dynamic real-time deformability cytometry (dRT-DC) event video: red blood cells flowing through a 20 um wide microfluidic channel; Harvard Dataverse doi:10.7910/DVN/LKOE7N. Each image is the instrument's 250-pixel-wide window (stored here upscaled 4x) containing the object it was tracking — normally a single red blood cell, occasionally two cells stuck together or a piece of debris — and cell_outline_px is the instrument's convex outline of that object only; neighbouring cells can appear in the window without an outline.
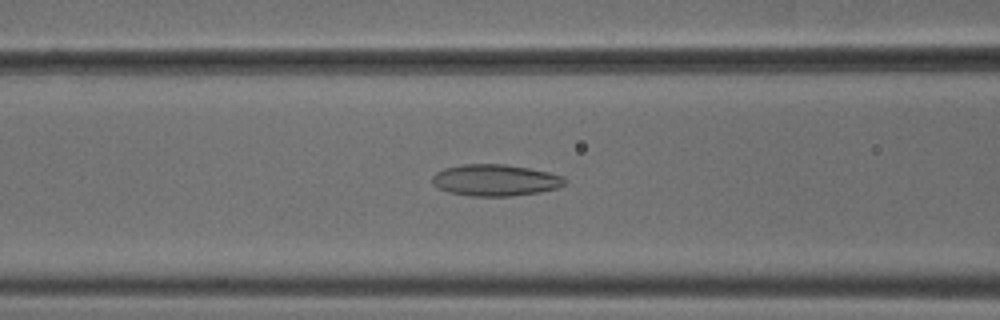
{"species": "common noctule bat (a hibernating species)", "species_latin": "Nyctalus noctula", "temperature_condition": "cold", "stored_images_in_passage": 53, "camera_frame_rate_fps": 3000, "um_per_image_px": 0.085, "animal": {"sex": "male", "body_mass_g": 18.8}, "frame": {"image": 1, "passage_image": 22, "time_ms": 7.0, "image_size_px": [1000, 320], "cell_outline_px": [[568, 180], [564, 184], [556, 188], [540, 192], [512, 196], [468, 196], [448, 192], [432, 184], [432, 176], [436, 172], [444, 168], [464, 164], [504, 164], [528, 168], [548, 172], [564, 176]], "centroid_in_image_um": [42.09, 15.32], "position_along_channel_um": 124.5, "area_um2": 24.45}}
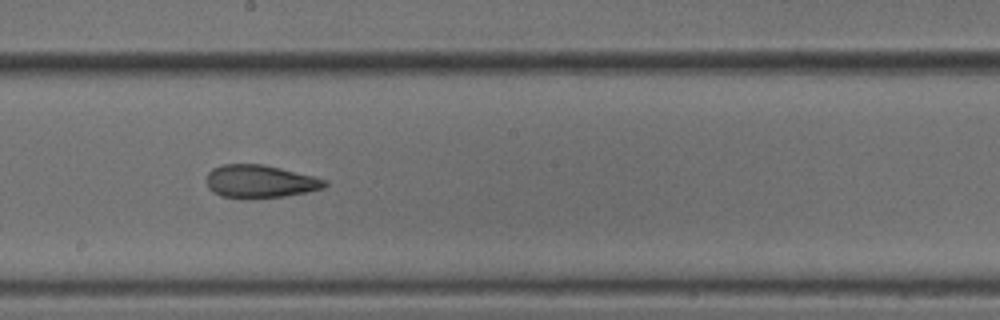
{"frame": {"image": 2, "passage_image": 30, "time_ms": 9.667, "image_size_px": [1000, 320], "cell_outline_px": [[328, 184], [324, 188], [308, 192], [284, 196], [252, 200], [248, 200], [220, 196], [208, 188], [208, 172], [212, 168], [224, 164], [264, 164], [328, 180]], "centroid_in_image_um": [22.1, 15.45], "position_along_channel_um": 226.1, "area_um2": 23.0}}
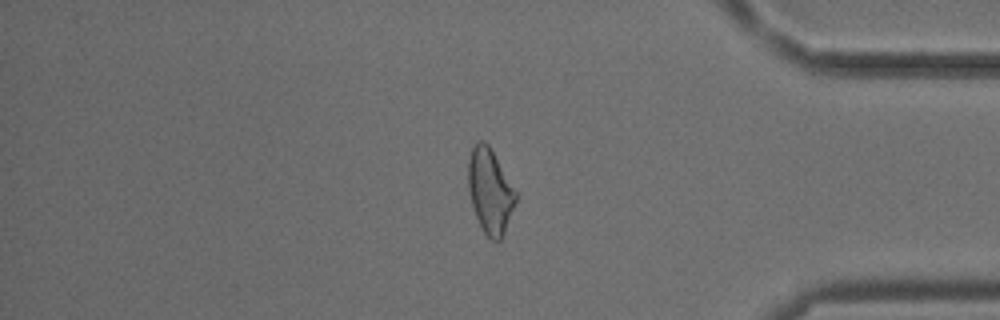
{"frame": {"image": 3, "passage_image": 45, "time_ms": 14.667, "image_size_px": [1000, 320], "cell_outline_px": [[516, 200], [504, 232], [500, 240], [492, 240], [484, 232], [476, 216], [468, 192], [468, 160], [472, 144], [476, 140], [484, 140], [488, 144], [516, 192]], "centroid_in_image_um": [41.61, 16.19], "position_along_channel_um": 393.6, "area_um2": 23.12}, "authors_computed_cell_mechanics": {"area_um2": 24.6806, "velocity_mm_per_s": 3.8019, "shape_relaxation_time_tau1_ms": null, "shape_relaxation_time_tau2_ms": 2.5775, "deformation_change_tau1": null, "deformation_change_tau2": 0.1015}}